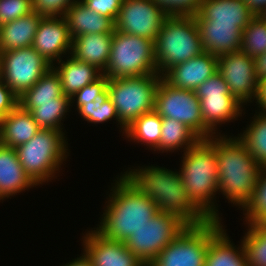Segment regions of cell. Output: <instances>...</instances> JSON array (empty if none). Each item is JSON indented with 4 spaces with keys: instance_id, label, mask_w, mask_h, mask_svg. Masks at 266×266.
<instances>
[{
    "instance_id": "obj_1",
    "label": "cell",
    "mask_w": 266,
    "mask_h": 266,
    "mask_svg": "<svg viewBox=\"0 0 266 266\" xmlns=\"http://www.w3.org/2000/svg\"><path fill=\"white\" fill-rule=\"evenodd\" d=\"M133 168L120 174L141 194L148 196L158 212L174 214L188 226L211 220L190 198L179 171L152 164Z\"/></svg>"
},
{
    "instance_id": "obj_2",
    "label": "cell",
    "mask_w": 266,
    "mask_h": 266,
    "mask_svg": "<svg viewBox=\"0 0 266 266\" xmlns=\"http://www.w3.org/2000/svg\"><path fill=\"white\" fill-rule=\"evenodd\" d=\"M208 140L217 156L218 194L244 210L253 197L262 166L236 136L222 133Z\"/></svg>"
},
{
    "instance_id": "obj_3",
    "label": "cell",
    "mask_w": 266,
    "mask_h": 266,
    "mask_svg": "<svg viewBox=\"0 0 266 266\" xmlns=\"http://www.w3.org/2000/svg\"><path fill=\"white\" fill-rule=\"evenodd\" d=\"M116 178L106 197L100 223L94 229L105 238L125 242L133 232L149 223L158 210L148 196L141 194L122 175Z\"/></svg>"
},
{
    "instance_id": "obj_4",
    "label": "cell",
    "mask_w": 266,
    "mask_h": 266,
    "mask_svg": "<svg viewBox=\"0 0 266 266\" xmlns=\"http://www.w3.org/2000/svg\"><path fill=\"white\" fill-rule=\"evenodd\" d=\"M181 159L179 172L190 198L211 220L222 221L215 202L218 192L215 146L208 139H200Z\"/></svg>"
},
{
    "instance_id": "obj_5",
    "label": "cell",
    "mask_w": 266,
    "mask_h": 266,
    "mask_svg": "<svg viewBox=\"0 0 266 266\" xmlns=\"http://www.w3.org/2000/svg\"><path fill=\"white\" fill-rule=\"evenodd\" d=\"M154 45L157 73L161 76L204 51L197 23L190 15H168Z\"/></svg>"
},
{
    "instance_id": "obj_6",
    "label": "cell",
    "mask_w": 266,
    "mask_h": 266,
    "mask_svg": "<svg viewBox=\"0 0 266 266\" xmlns=\"http://www.w3.org/2000/svg\"><path fill=\"white\" fill-rule=\"evenodd\" d=\"M68 149L63 131L42 128L29 141L15 148L25 172L39 186L58 177L70 154Z\"/></svg>"
},
{
    "instance_id": "obj_7",
    "label": "cell",
    "mask_w": 266,
    "mask_h": 266,
    "mask_svg": "<svg viewBox=\"0 0 266 266\" xmlns=\"http://www.w3.org/2000/svg\"><path fill=\"white\" fill-rule=\"evenodd\" d=\"M156 73L154 41L115 29L109 61L102 74L113 79Z\"/></svg>"
},
{
    "instance_id": "obj_8",
    "label": "cell",
    "mask_w": 266,
    "mask_h": 266,
    "mask_svg": "<svg viewBox=\"0 0 266 266\" xmlns=\"http://www.w3.org/2000/svg\"><path fill=\"white\" fill-rule=\"evenodd\" d=\"M162 78L156 73L108 80L109 98L125 127L143 114L154 111L155 95Z\"/></svg>"
},
{
    "instance_id": "obj_9",
    "label": "cell",
    "mask_w": 266,
    "mask_h": 266,
    "mask_svg": "<svg viewBox=\"0 0 266 266\" xmlns=\"http://www.w3.org/2000/svg\"><path fill=\"white\" fill-rule=\"evenodd\" d=\"M154 110L162 118H174L190 128L200 139H208L216 135L204 122L200 100L195 91L177 89L160 80Z\"/></svg>"
},
{
    "instance_id": "obj_10",
    "label": "cell",
    "mask_w": 266,
    "mask_h": 266,
    "mask_svg": "<svg viewBox=\"0 0 266 266\" xmlns=\"http://www.w3.org/2000/svg\"><path fill=\"white\" fill-rule=\"evenodd\" d=\"M187 226L174 214L158 212L149 223L133 232L125 244L145 266H148Z\"/></svg>"
},
{
    "instance_id": "obj_11",
    "label": "cell",
    "mask_w": 266,
    "mask_h": 266,
    "mask_svg": "<svg viewBox=\"0 0 266 266\" xmlns=\"http://www.w3.org/2000/svg\"><path fill=\"white\" fill-rule=\"evenodd\" d=\"M195 93L200 100L203 122L215 134H221L218 126L239 120L238 117L241 118L246 113L243 112L244 105L230 93L218 71L199 85Z\"/></svg>"
},
{
    "instance_id": "obj_12",
    "label": "cell",
    "mask_w": 266,
    "mask_h": 266,
    "mask_svg": "<svg viewBox=\"0 0 266 266\" xmlns=\"http://www.w3.org/2000/svg\"><path fill=\"white\" fill-rule=\"evenodd\" d=\"M52 65L32 46L1 53V80L20 97Z\"/></svg>"
},
{
    "instance_id": "obj_13",
    "label": "cell",
    "mask_w": 266,
    "mask_h": 266,
    "mask_svg": "<svg viewBox=\"0 0 266 266\" xmlns=\"http://www.w3.org/2000/svg\"><path fill=\"white\" fill-rule=\"evenodd\" d=\"M209 221L187 226L148 266H204Z\"/></svg>"
},
{
    "instance_id": "obj_14",
    "label": "cell",
    "mask_w": 266,
    "mask_h": 266,
    "mask_svg": "<svg viewBox=\"0 0 266 266\" xmlns=\"http://www.w3.org/2000/svg\"><path fill=\"white\" fill-rule=\"evenodd\" d=\"M167 16L153 0H124L115 29L155 41Z\"/></svg>"
},
{
    "instance_id": "obj_15",
    "label": "cell",
    "mask_w": 266,
    "mask_h": 266,
    "mask_svg": "<svg viewBox=\"0 0 266 266\" xmlns=\"http://www.w3.org/2000/svg\"><path fill=\"white\" fill-rule=\"evenodd\" d=\"M218 72L224 78L230 93L240 103L244 106L254 100L256 103L260 82L255 75L253 57L242 51L218 56Z\"/></svg>"
},
{
    "instance_id": "obj_16",
    "label": "cell",
    "mask_w": 266,
    "mask_h": 266,
    "mask_svg": "<svg viewBox=\"0 0 266 266\" xmlns=\"http://www.w3.org/2000/svg\"><path fill=\"white\" fill-rule=\"evenodd\" d=\"M32 47L51 65L70 55L72 38L65 17H42Z\"/></svg>"
},
{
    "instance_id": "obj_17",
    "label": "cell",
    "mask_w": 266,
    "mask_h": 266,
    "mask_svg": "<svg viewBox=\"0 0 266 266\" xmlns=\"http://www.w3.org/2000/svg\"><path fill=\"white\" fill-rule=\"evenodd\" d=\"M83 252L93 266H145L125 242L103 237L93 228L82 237Z\"/></svg>"
},
{
    "instance_id": "obj_18",
    "label": "cell",
    "mask_w": 266,
    "mask_h": 266,
    "mask_svg": "<svg viewBox=\"0 0 266 266\" xmlns=\"http://www.w3.org/2000/svg\"><path fill=\"white\" fill-rule=\"evenodd\" d=\"M218 71V57L203 51L200 55L170 68L162 77L172 87L195 91Z\"/></svg>"
},
{
    "instance_id": "obj_19",
    "label": "cell",
    "mask_w": 266,
    "mask_h": 266,
    "mask_svg": "<svg viewBox=\"0 0 266 266\" xmlns=\"http://www.w3.org/2000/svg\"><path fill=\"white\" fill-rule=\"evenodd\" d=\"M221 220L209 221V244L204 266H248L242 240L235 245Z\"/></svg>"
},
{
    "instance_id": "obj_20",
    "label": "cell",
    "mask_w": 266,
    "mask_h": 266,
    "mask_svg": "<svg viewBox=\"0 0 266 266\" xmlns=\"http://www.w3.org/2000/svg\"><path fill=\"white\" fill-rule=\"evenodd\" d=\"M203 50L215 56L238 52L241 49L242 29L237 25L209 23L199 13L194 15Z\"/></svg>"
},
{
    "instance_id": "obj_21",
    "label": "cell",
    "mask_w": 266,
    "mask_h": 266,
    "mask_svg": "<svg viewBox=\"0 0 266 266\" xmlns=\"http://www.w3.org/2000/svg\"><path fill=\"white\" fill-rule=\"evenodd\" d=\"M36 186L19 162L15 148L0 144V202Z\"/></svg>"
},
{
    "instance_id": "obj_22",
    "label": "cell",
    "mask_w": 266,
    "mask_h": 266,
    "mask_svg": "<svg viewBox=\"0 0 266 266\" xmlns=\"http://www.w3.org/2000/svg\"><path fill=\"white\" fill-rule=\"evenodd\" d=\"M198 13L209 23L233 24L242 30L255 17L242 0H203Z\"/></svg>"
},
{
    "instance_id": "obj_23",
    "label": "cell",
    "mask_w": 266,
    "mask_h": 266,
    "mask_svg": "<svg viewBox=\"0 0 266 266\" xmlns=\"http://www.w3.org/2000/svg\"><path fill=\"white\" fill-rule=\"evenodd\" d=\"M113 34H86L72 38L71 56L89 63L102 73L105 71L111 52Z\"/></svg>"
},
{
    "instance_id": "obj_24",
    "label": "cell",
    "mask_w": 266,
    "mask_h": 266,
    "mask_svg": "<svg viewBox=\"0 0 266 266\" xmlns=\"http://www.w3.org/2000/svg\"><path fill=\"white\" fill-rule=\"evenodd\" d=\"M64 17L71 38L86 34H113L115 31V22L111 18L90 10L81 0H77Z\"/></svg>"
},
{
    "instance_id": "obj_25",
    "label": "cell",
    "mask_w": 266,
    "mask_h": 266,
    "mask_svg": "<svg viewBox=\"0 0 266 266\" xmlns=\"http://www.w3.org/2000/svg\"><path fill=\"white\" fill-rule=\"evenodd\" d=\"M66 59L54 63L52 67L60 77L63 94L69 98H72L85 85L95 82L103 75L96 67L79 61L71 55L66 56Z\"/></svg>"
},
{
    "instance_id": "obj_26",
    "label": "cell",
    "mask_w": 266,
    "mask_h": 266,
    "mask_svg": "<svg viewBox=\"0 0 266 266\" xmlns=\"http://www.w3.org/2000/svg\"><path fill=\"white\" fill-rule=\"evenodd\" d=\"M43 16L35 11L0 25V53L31 47Z\"/></svg>"
},
{
    "instance_id": "obj_27",
    "label": "cell",
    "mask_w": 266,
    "mask_h": 266,
    "mask_svg": "<svg viewBox=\"0 0 266 266\" xmlns=\"http://www.w3.org/2000/svg\"><path fill=\"white\" fill-rule=\"evenodd\" d=\"M40 129L30 111L17 105L1 120V144L16 148L29 141Z\"/></svg>"
},
{
    "instance_id": "obj_28",
    "label": "cell",
    "mask_w": 266,
    "mask_h": 266,
    "mask_svg": "<svg viewBox=\"0 0 266 266\" xmlns=\"http://www.w3.org/2000/svg\"><path fill=\"white\" fill-rule=\"evenodd\" d=\"M61 80L58 73L51 67L30 89L20 97L18 105L26 111H32L35 103L56 102L63 96Z\"/></svg>"
},
{
    "instance_id": "obj_29",
    "label": "cell",
    "mask_w": 266,
    "mask_h": 266,
    "mask_svg": "<svg viewBox=\"0 0 266 266\" xmlns=\"http://www.w3.org/2000/svg\"><path fill=\"white\" fill-rule=\"evenodd\" d=\"M200 138L185 124L174 118H162L161 139L158 144L159 153L178 150L185 152L193 147Z\"/></svg>"
},
{
    "instance_id": "obj_30",
    "label": "cell",
    "mask_w": 266,
    "mask_h": 266,
    "mask_svg": "<svg viewBox=\"0 0 266 266\" xmlns=\"http://www.w3.org/2000/svg\"><path fill=\"white\" fill-rule=\"evenodd\" d=\"M161 126L162 117L154 110L135 119L126 127L124 136L128 141L144 144L149 150L155 152L158 151L161 139Z\"/></svg>"
},
{
    "instance_id": "obj_31",
    "label": "cell",
    "mask_w": 266,
    "mask_h": 266,
    "mask_svg": "<svg viewBox=\"0 0 266 266\" xmlns=\"http://www.w3.org/2000/svg\"><path fill=\"white\" fill-rule=\"evenodd\" d=\"M255 113L243 133L236 137L248 149L255 161L266 167V113L260 111Z\"/></svg>"
},
{
    "instance_id": "obj_32",
    "label": "cell",
    "mask_w": 266,
    "mask_h": 266,
    "mask_svg": "<svg viewBox=\"0 0 266 266\" xmlns=\"http://www.w3.org/2000/svg\"><path fill=\"white\" fill-rule=\"evenodd\" d=\"M71 108V98L63 95L56 98V102L35 103V108L30 113L40 128L63 131L62 121Z\"/></svg>"
},
{
    "instance_id": "obj_33",
    "label": "cell",
    "mask_w": 266,
    "mask_h": 266,
    "mask_svg": "<svg viewBox=\"0 0 266 266\" xmlns=\"http://www.w3.org/2000/svg\"><path fill=\"white\" fill-rule=\"evenodd\" d=\"M83 120L88 123L103 124L110 120H116L120 125V130L124 134L126 127L120 122L115 105L109 98L108 89L106 88L99 96L95 98V101L90 103H84L77 109Z\"/></svg>"
},
{
    "instance_id": "obj_34",
    "label": "cell",
    "mask_w": 266,
    "mask_h": 266,
    "mask_svg": "<svg viewBox=\"0 0 266 266\" xmlns=\"http://www.w3.org/2000/svg\"><path fill=\"white\" fill-rule=\"evenodd\" d=\"M240 51L253 58L266 52V21L260 16H255L242 31Z\"/></svg>"
},
{
    "instance_id": "obj_35",
    "label": "cell",
    "mask_w": 266,
    "mask_h": 266,
    "mask_svg": "<svg viewBox=\"0 0 266 266\" xmlns=\"http://www.w3.org/2000/svg\"><path fill=\"white\" fill-rule=\"evenodd\" d=\"M242 244L248 266H266V237L252 224H247Z\"/></svg>"
},
{
    "instance_id": "obj_36",
    "label": "cell",
    "mask_w": 266,
    "mask_h": 266,
    "mask_svg": "<svg viewBox=\"0 0 266 266\" xmlns=\"http://www.w3.org/2000/svg\"><path fill=\"white\" fill-rule=\"evenodd\" d=\"M246 223L255 224L266 219V167H262L250 203L243 210Z\"/></svg>"
},
{
    "instance_id": "obj_37",
    "label": "cell",
    "mask_w": 266,
    "mask_h": 266,
    "mask_svg": "<svg viewBox=\"0 0 266 266\" xmlns=\"http://www.w3.org/2000/svg\"><path fill=\"white\" fill-rule=\"evenodd\" d=\"M33 11L32 0H0V25Z\"/></svg>"
},
{
    "instance_id": "obj_38",
    "label": "cell",
    "mask_w": 266,
    "mask_h": 266,
    "mask_svg": "<svg viewBox=\"0 0 266 266\" xmlns=\"http://www.w3.org/2000/svg\"><path fill=\"white\" fill-rule=\"evenodd\" d=\"M77 0H32V8L43 17L66 15L67 10Z\"/></svg>"
},
{
    "instance_id": "obj_39",
    "label": "cell",
    "mask_w": 266,
    "mask_h": 266,
    "mask_svg": "<svg viewBox=\"0 0 266 266\" xmlns=\"http://www.w3.org/2000/svg\"><path fill=\"white\" fill-rule=\"evenodd\" d=\"M168 15L194 16L200 9L203 0H153Z\"/></svg>"
},
{
    "instance_id": "obj_40",
    "label": "cell",
    "mask_w": 266,
    "mask_h": 266,
    "mask_svg": "<svg viewBox=\"0 0 266 266\" xmlns=\"http://www.w3.org/2000/svg\"><path fill=\"white\" fill-rule=\"evenodd\" d=\"M108 80L105 75H102L95 82L85 85L71 98V106H76L77 110L82 104L95 101V98L107 88Z\"/></svg>"
},
{
    "instance_id": "obj_41",
    "label": "cell",
    "mask_w": 266,
    "mask_h": 266,
    "mask_svg": "<svg viewBox=\"0 0 266 266\" xmlns=\"http://www.w3.org/2000/svg\"><path fill=\"white\" fill-rule=\"evenodd\" d=\"M90 10L101 16L111 18L114 22L119 15L124 0H81Z\"/></svg>"
},
{
    "instance_id": "obj_42",
    "label": "cell",
    "mask_w": 266,
    "mask_h": 266,
    "mask_svg": "<svg viewBox=\"0 0 266 266\" xmlns=\"http://www.w3.org/2000/svg\"><path fill=\"white\" fill-rule=\"evenodd\" d=\"M19 97L0 79V121L17 105Z\"/></svg>"
},
{
    "instance_id": "obj_43",
    "label": "cell",
    "mask_w": 266,
    "mask_h": 266,
    "mask_svg": "<svg viewBox=\"0 0 266 266\" xmlns=\"http://www.w3.org/2000/svg\"><path fill=\"white\" fill-rule=\"evenodd\" d=\"M255 75L259 82L266 78V52L254 58Z\"/></svg>"
},
{
    "instance_id": "obj_44",
    "label": "cell",
    "mask_w": 266,
    "mask_h": 266,
    "mask_svg": "<svg viewBox=\"0 0 266 266\" xmlns=\"http://www.w3.org/2000/svg\"><path fill=\"white\" fill-rule=\"evenodd\" d=\"M260 112L266 113V78L259 83V92L255 104Z\"/></svg>"
},
{
    "instance_id": "obj_45",
    "label": "cell",
    "mask_w": 266,
    "mask_h": 266,
    "mask_svg": "<svg viewBox=\"0 0 266 266\" xmlns=\"http://www.w3.org/2000/svg\"><path fill=\"white\" fill-rule=\"evenodd\" d=\"M255 16H260L266 8V0H242Z\"/></svg>"
},
{
    "instance_id": "obj_46",
    "label": "cell",
    "mask_w": 266,
    "mask_h": 266,
    "mask_svg": "<svg viewBox=\"0 0 266 266\" xmlns=\"http://www.w3.org/2000/svg\"><path fill=\"white\" fill-rule=\"evenodd\" d=\"M80 255L81 256L61 266H93L91 261L89 260V258L86 256L84 252H82V254Z\"/></svg>"
},
{
    "instance_id": "obj_47",
    "label": "cell",
    "mask_w": 266,
    "mask_h": 266,
    "mask_svg": "<svg viewBox=\"0 0 266 266\" xmlns=\"http://www.w3.org/2000/svg\"><path fill=\"white\" fill-rule=\"evenodd\" d=\"M264 237H266V219L252 224Z\"/></svg>"
},
{
    "instance_id": "obj_48",
    "label": "cell",
    "mask_w": 266,
    "mask_h": 266,
    "mask_svg": "<svg viewBox=\"0 0 266 266\" xmlns=\"http://www.w3.org/2000/svg\"><path fill=\"white\" fill-rule=\"evenodd\" d=\"M260 17L266 21V8L265 10L261 13Z\"/></svg>"
},
{
    "instance_id": "obj_49",
    "label": "cell",
    "mask_w": 266,
    "mask_h": 266,
    "mask_svg": "<svg viewBox=\"0 0 266 266\" xmlns=\"http://www.w3.org/2000/svg\"><path fill=\"white\" fill-rule=\"evenodd\" d=\"M0 79H1V53H0Z\"/></svg>"
},
{
    "instance_id": "obj_50",
    "label": "cell",
    "mask_w": 266,
    "mask_h": 266,
    "mask_svg": "<svg viewBox=\"0 0 266 266\" xmlns=\"http://www.w3.org/2000/svg\"><path fill=\"white\" fill-rule=\"evenodd\" d=\"M0 144H1V121H0Z\"/></svg>"
}]
</instances>
